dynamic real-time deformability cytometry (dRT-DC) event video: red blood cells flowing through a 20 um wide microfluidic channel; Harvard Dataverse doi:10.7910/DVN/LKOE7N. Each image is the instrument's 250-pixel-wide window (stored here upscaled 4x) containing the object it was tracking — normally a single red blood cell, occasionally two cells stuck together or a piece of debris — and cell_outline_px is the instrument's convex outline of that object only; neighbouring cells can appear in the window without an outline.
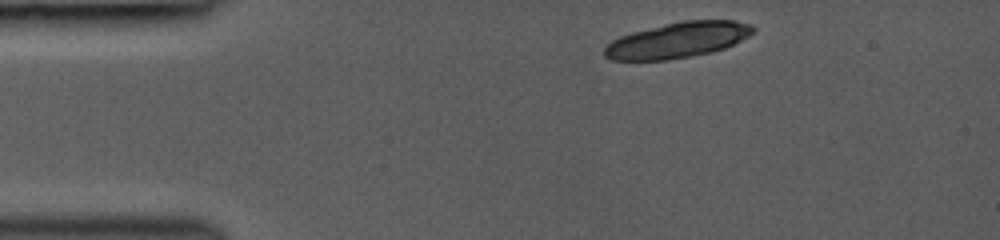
{"species": "common noctule bat (a hibernating species)", "species_latin": "Nyctalus noctula", "temperature_condition": "room temperature", "stored_images_in_passage": 17, "camera_frame_rate_fps": 3000, "um_per_image_px": 0.085, "animal": {"sex": "female", "body_mass_g": 19.0, "forearm_length_mm": 53.3}, "frame": {"image": 1, "passage_image": 1, "time_ms": 0.0, "image_size_px": [1000, 240], "cell_outline_px": [[756, 32], [724, 48], [712, 52], [692, 56], [668, 60], [612, 60], [604, 56], [604, 48], [612, 40], [620, 36], [632, 32], [680, 20], [732, 20], [752, 24], [756, 28]], "centroid_in_image_um": [57.62, 3.4], "position_along_channel_um": 27.4, "area_um2": 30.92}}
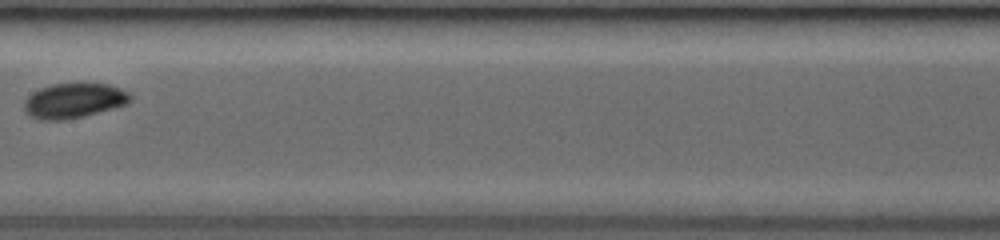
{"frame": {"image": 2, "passage_image": 15, "time_ms": 4.667, "image_size_px": [1000, 240], "cell_outline_px": [[132, 100], [128, 104], [64, 120], [40, 120], [32, 116], [24, 108], [24, 100], [32, 92], [40, 88], [52, 84], [108, 84], [120, 88], [128, 92], [132, 96]], "centroid_in_image_um": [6.28, 8.54], "position_along_channel_um": 201.1, "area_um2": 21.27}}